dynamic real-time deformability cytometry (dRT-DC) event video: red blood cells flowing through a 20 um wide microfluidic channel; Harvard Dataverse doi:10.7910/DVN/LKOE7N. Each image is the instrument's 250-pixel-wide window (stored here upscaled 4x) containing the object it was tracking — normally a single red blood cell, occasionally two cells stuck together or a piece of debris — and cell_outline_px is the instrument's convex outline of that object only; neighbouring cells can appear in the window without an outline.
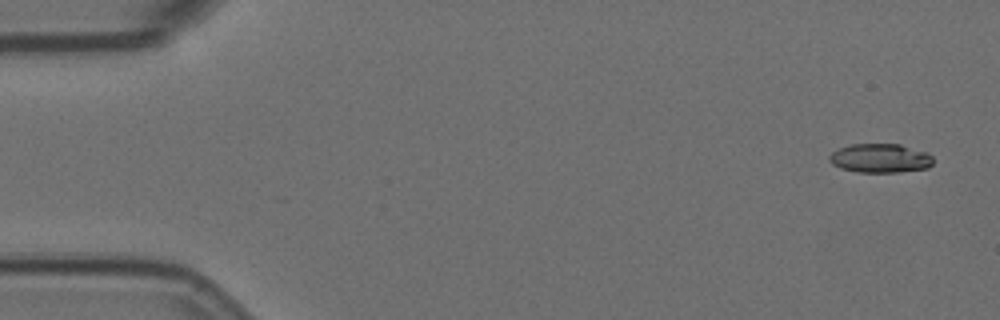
{"species": "Egyptian fruit bat (a non-hibernating species)", "species_latin": "Rousettus aegyptiacus", "temperature_condition": "room temperature", "stored_images_in_passage": 3, "camera_frame_rate_fps": 3000, "um_per_image_px": 0.085, "animal": {"sex": "female"}, "frame": {"image": 1, "passage_image": 1, "time_ms": 0.0, "image_size_px": [1000, 320], "cell_outline_px": [[932, 164], [928, 168], [896, 172], [860, 172], [840, 168], [832, 164], [828, 160], [828, 156], [832, 152], [840, 148], [852, 144], [900, 144], [928, 152], [932, 156]], "centroid_in_image_um": [74.82, 13.44], "position_along_channel_um": 10.2, "area_um2": 17.57}}
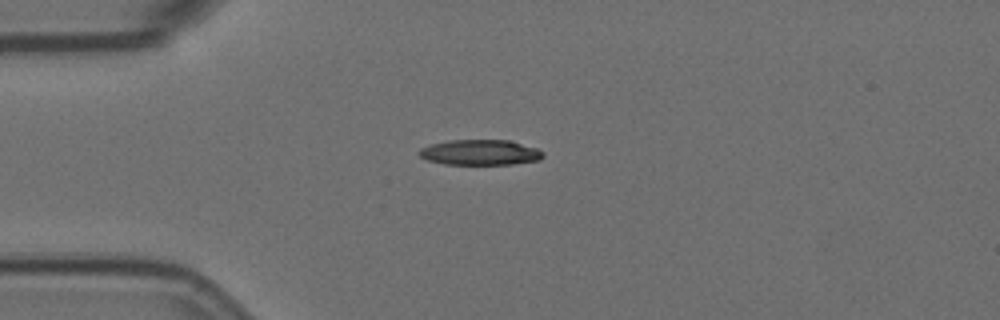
{"frame": {"image": 2, "passage_image": 3, "time_ms": 0.667, "image_size_px": [1000, 320], "cell_outline_px": [[544, 156], [540, 160], [512, 164], [444, 164], [428, 160], [420, 156], [416, 152], [420, 148], [432, 144], [448, 140], [508, 140], [536, 148], [544, 152]], "centroid_in_image_um": [40.8, 12.95], "position_along_channel_um": 44.2, "area_um2": 18.32}}